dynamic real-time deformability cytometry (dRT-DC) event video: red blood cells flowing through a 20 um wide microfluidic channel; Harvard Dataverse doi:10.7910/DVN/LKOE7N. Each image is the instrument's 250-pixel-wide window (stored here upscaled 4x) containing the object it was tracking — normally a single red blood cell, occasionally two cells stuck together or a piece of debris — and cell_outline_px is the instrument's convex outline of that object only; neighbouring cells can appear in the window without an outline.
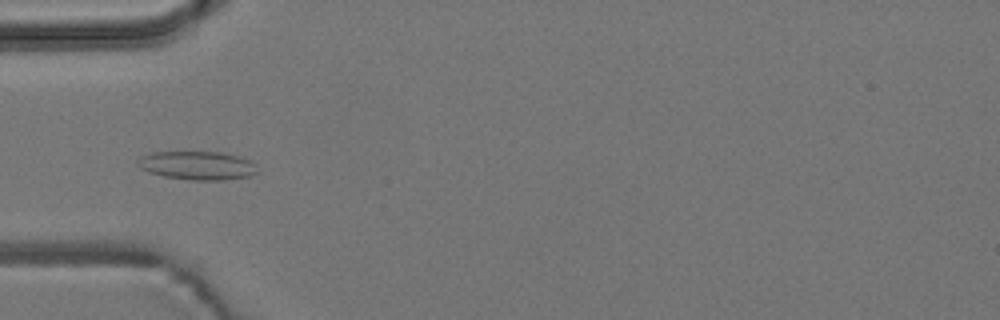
{"species": "common noctule bat (a hibernating species)", "species_latin": "Nyctalus noctula", "temperature_condition": "room temperature", "stored_images_in_passage": 56, "camera_frame_rate_fps": 3000, "um_per_image_px": 0.085, "animal": {"sex": "male", "body_mass_g": 19.2, "forearm_length_mm": 51.8}, "frame": {"image": 1, "passage_image": 17, "time_ms": 5.333, "image_size_px": [1000, 320], "cell_outline_px": [[260, 172], [248, 176], [224, 180], [192, 180], [164, 176], [148, 172], [140, 168], [136, 164], [136, 160], [140, 156], [148, 152], [220, 152], [236, 156], [248, 160]], "centroid_in_image_um": [16.69, 14.06], "position_along_channel_um": 68.3, "area_um2": 19.88}}
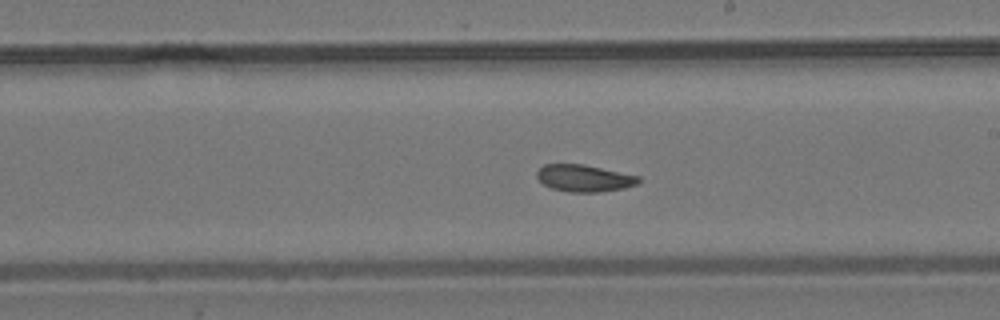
{"frame": {"image": 2, "passage_image": 31, "time_ms": 10.0, "image_size_px": [1000, 320], "cell_outline_px": [[640, 180], [636, 184], [624, 188], [600, 192], [568, 192], [552, 188], [544, 184], [536, 176], [536, 172], [544, 164], [584, 164], [640, 176]], "centroid_in_image_um": [49.65, 15.14], "position_along_channel_um": 239.3, "area_um2": 15.95}}
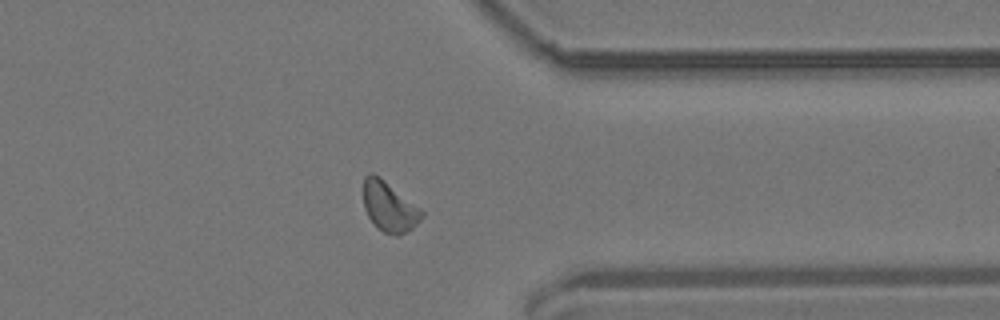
{"frame": {"image": 3, "passage_image": 43, "time_ms": 14.0, "image_size_px": [1000, 320], "cell_outline_px": [[424, 216], [412, 228], [396, 236], [384, 232], [376, 228], [368, 216], [364, 208], [364, 176], [368, 172], [372, 172], [380, 176], [420, 208], [424, 212]], "centroid_in_image_um": [33.07, 17.55], "position_along_channel_um": 378.3, "area_um2": 16.99}, "authors_computed_cell_mechanics": {"area_um2": 16.6753, "velocity_mm_per_s": 3.6638, "shape_relaxation_time_tau1_ms": null, "shape_relaxation_time_tau2_ms": 4.2731, "deformation_change_tau1": null, "deformation_change_tau2": 0.0915}}